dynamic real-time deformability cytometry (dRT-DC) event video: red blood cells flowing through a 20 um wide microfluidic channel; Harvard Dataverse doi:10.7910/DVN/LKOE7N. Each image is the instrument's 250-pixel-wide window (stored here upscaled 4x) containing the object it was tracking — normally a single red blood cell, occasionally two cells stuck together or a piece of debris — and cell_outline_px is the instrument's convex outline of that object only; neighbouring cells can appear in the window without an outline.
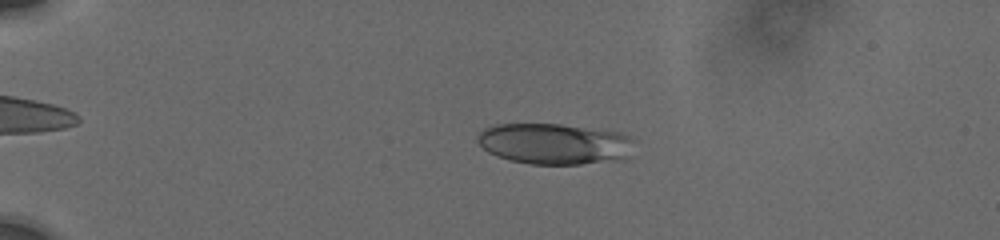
{"species": "human", "species_latin": "Homo sapiens", "temperature_condition": "cold", "stored_images_in_passage": 39, "camera_frame_rate_fps": 3000, "um_per_image_px": 0.085, "donor": {"sex": "male"}, "frame": {"image": 1, "passage_image": 6, "time_ms": 2.0, "image_size_px": [1000, 240], "cell_outline_px": [[632, 140], [624, 160], [580, 164], [532, 164], [512, 160], [496, 156], [488, 152], [476, 140], [476, 136], [484, 128], [492, 124], [560, 124], [620, 132], [628, 136]], "centroid_in_image_um": [47.07, 12.22], "position_along_channel_um": 37.9, "area_um2": 37.22}}
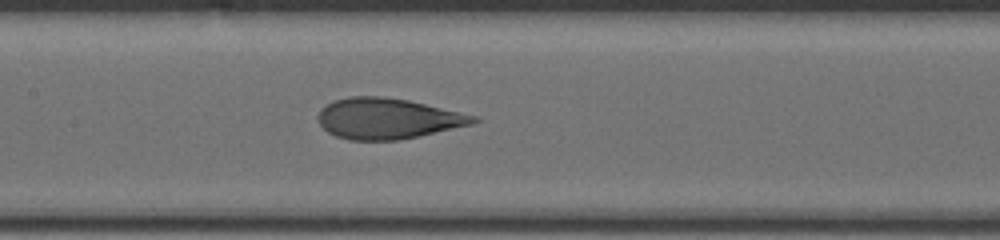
{"frame": {"image": 2, "passage_image": 20, "time_ms": 7.333, "image_size_px": [1000, 240], "cell_outline_px": [[480, 120], [472, 124], [400, 140], [348, 140], [336, 136], [328, 132], [320, 124], [320, 108], [336, 100], [348, 96], [384, 96], [408, 100], [476, 116]], "centroid_in_image_um": [32.94, 10.07], "position_along_channel_um": 174.5, "area_um2": 36.47}}
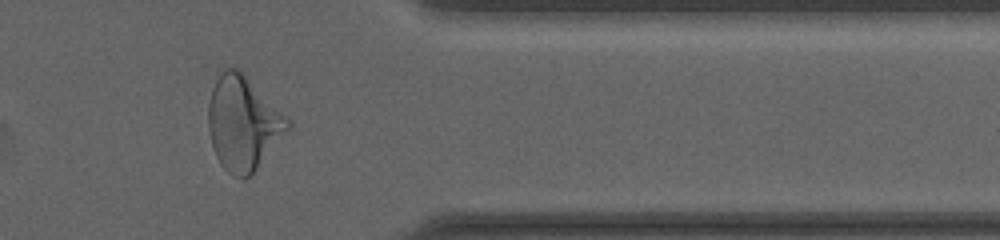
{"frame": {"image": 3, "passage_image": 34, "time_ms": 13.333, "image_size_px": [1000, 240], "cell_outline_px": [[292, 128], [256, 168], [244, 180], [232, 176], [220, 164], [216, 156], [212, 144], [208, 128], [208, 104], [212, 88], [220, 72], [224, 68], [236, 68], [288, 116], [292, 120]], "centroid_in_image_um": [20.68, 10.49], "position_along_channel_um": 390.7, "area_um2": 43.35}, "authors_computed_cell_mechanics": {"area_um2": 37.2232, "velocity_mm_per_s": 3.7542, "shape_relaxation_time_tau1_ms": 6.1417, "shape_relaxation_time_tau2_ms": 0.9051, "deformation_change_tau1": 0.1794, "deformation_change_tau2": 0.0904}}